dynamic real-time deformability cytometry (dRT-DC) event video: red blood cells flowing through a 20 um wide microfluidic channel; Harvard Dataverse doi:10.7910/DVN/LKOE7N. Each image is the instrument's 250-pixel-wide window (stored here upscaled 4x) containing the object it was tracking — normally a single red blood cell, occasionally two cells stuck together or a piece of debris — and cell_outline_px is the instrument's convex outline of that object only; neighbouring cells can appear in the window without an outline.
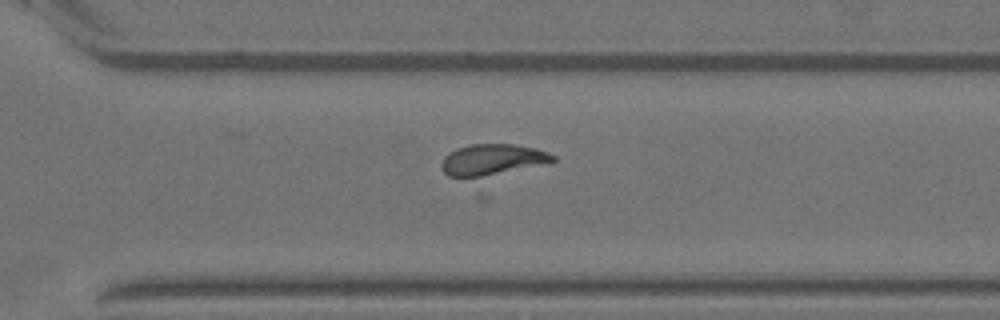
{"species": "Egyptian fruit bat (a non-hibernating species)", "species_latin": "Rousettus aegyptiacus", "temperature_condition": "warm", "stored_images_in_passage": 47, "camera_frame_rate_fps": 3000, "um_per_image_px": 0.085, "animal": {"sex": "female"}, "frame": {"image": 1, "passage_image": 30, "time_ms": 9.667, "image_size_px": [1000, 320], "cell_outline_px": [[556, 160], [552, 164], [480, 176], [448, 176], [444, 172], [444, 156], [448, 152], [456, 148], [472, 144], [512, 144], [536, 148], [548, 152], [556, 156]], "centroid_in_image_um": [41.96, 13.55], "position_along_channel_um": 328.6, "area_um2": 20.0}}